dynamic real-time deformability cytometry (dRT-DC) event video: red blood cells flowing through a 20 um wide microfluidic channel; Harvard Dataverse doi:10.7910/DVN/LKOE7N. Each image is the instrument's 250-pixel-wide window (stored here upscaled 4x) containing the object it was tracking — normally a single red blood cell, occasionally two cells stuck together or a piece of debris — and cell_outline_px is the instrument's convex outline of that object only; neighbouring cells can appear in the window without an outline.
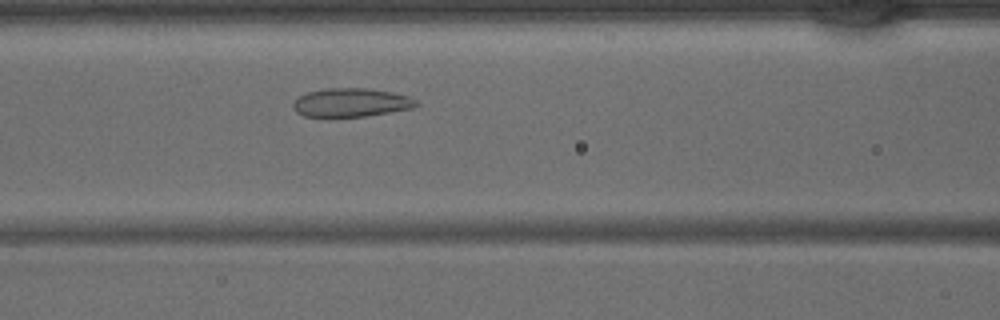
{"species": "common noctule bat (a hibernating species)", "species_latin": "Nyctalus noctula", "temperature_condition": "warm", "stored_images_in_passage": 33, "camera_frame_rate_fps": 3000, "um_per_image_px": 0.085, "animal": {"sex": "male", "body_mass_g": 15.6}, "frame": {"image": 1, "passage_image": 8, "time_ms": 2.333, "image_size_px": [1000, 320], "cell_outline_px": [[420, 104], [412, 108], [364, 116], [328, 120], [324, 120], [304, 116], [296, 112], [292, 108], [292, 104], [300, 96], [308, 92], [328, 88], [368, 88], [392, 92], [408, 96], [416, 100]], "centroid_in_image_um": [29.77, 8.76], "position_along_channel_um": 136.8, "area_um2": 21.21}}
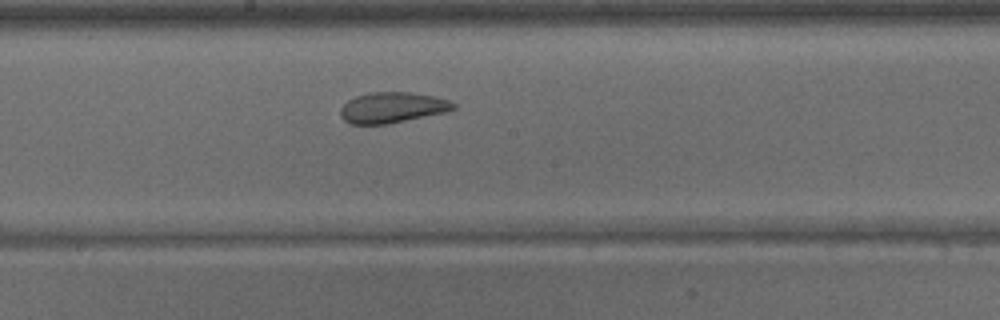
{"frame": {"image": 2, "passage_image": 13, "time_ms": 4.0, "image_size_px": [1000, 320], "cell_outline_px": [[456, 108], [444, 112], [388, 124], [352, 124], [344, 120], [340, 116], [340, 108], [348, 100], [356, 96], [368, 92], [408, 92], [436, 96], [448, 100], [456, 104]], "centroid_in_image_um": [33.32, 9.13], "position_along_channel_um": 214.9, "area_um2": 20.17}}
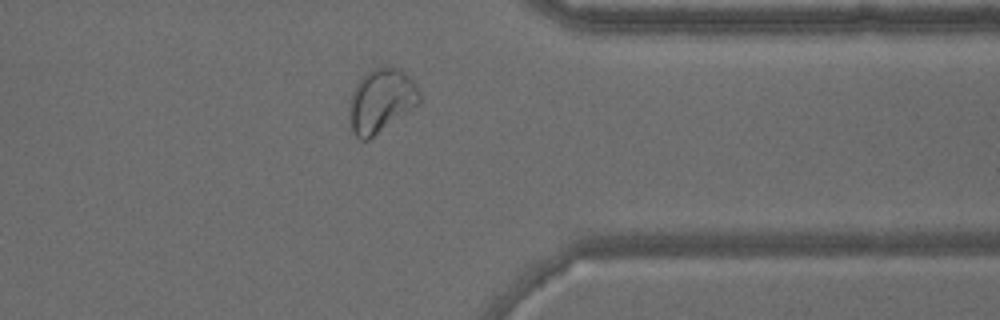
{"frame": {"image": 3, "passage_image": 24, "time_ms": 7.667, "image_size_px": [1000, 320], "cell_outline_px": [[420, 104], [368, 140], [360, 140], [352, 132], [348, 124], [348, 100], [360, 76], [372, 68], [396, 68], [408, 76], [416, 84], [420, 92]], "centroid_in_image_um": [32.34, 8.59], "position_along_channel_um": 379.1, "area_um2": 26.41}}